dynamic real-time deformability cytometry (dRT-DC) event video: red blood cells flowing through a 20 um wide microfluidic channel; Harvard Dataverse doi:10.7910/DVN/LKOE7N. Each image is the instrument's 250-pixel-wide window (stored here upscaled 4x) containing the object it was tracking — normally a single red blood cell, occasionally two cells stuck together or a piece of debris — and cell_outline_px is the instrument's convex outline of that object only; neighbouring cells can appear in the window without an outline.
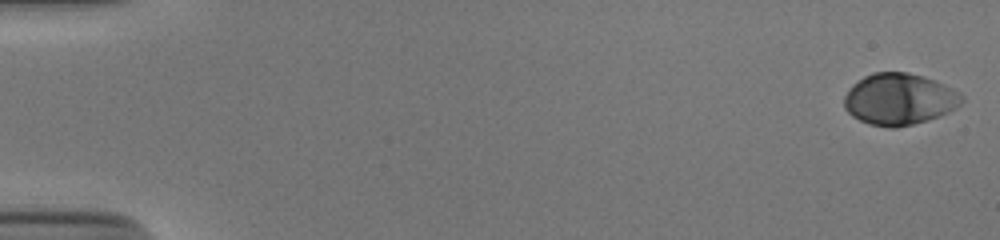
{"species": "human", "species_latin": "Homo sapiens", "temperature_condition": "cold", "stored_images_in_passage": 54, "camera_frame_rate_fps": 3000, "um_per_image_px": 0.085, "donor": {"sex": "male"}, "frame": {"image": 1, "passage_image": 1, "time_ms": 0.0, "image_size_px": [1000, 240], "cell_outline_px": [[964, 100], [960, 104], [948, 112], [912, 124], [896, 128], [892, 128], [868, 124], [852, 116], [844, 108], [844, 96], [848, 88], [852, 84], [864, 76], [872, 72], [908, 72], [924, 76], [936, 80], [960, 92], [964, 96]], "centroid_in_image_um": [76.41, 8.41], "position_along_channel_um": 8.6, "area_um2": 35.43}}
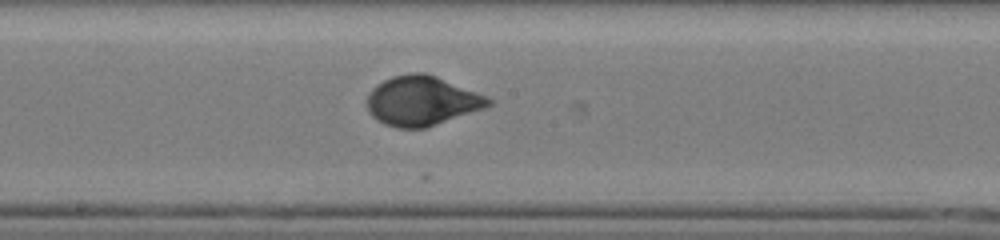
{"frame": {"image": 2, "passage_image": 30, "time_ms": 9.667, "image_size_px": [1000, 240], "cell_outline_px": [[492, 104], [484, 108], [424, 128], [396, 128], [384, 124], [376, 120], [368, 112], [368, 92], [376, 84], [392, 76], [412, 72], [424, 72], [436, 76], [484, 96], [492, 100]], "centroid_in_image_um": [35.79, 8.57], "position_along_channel_um": 212.4, "area_um2": 34.68}}
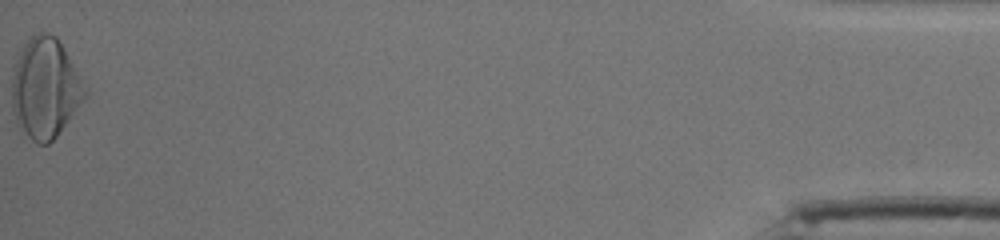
{"frame": {"image": 3, "passage_image": 54, "time_ms": 17.667, "image_size_px": [1000, 240], "cell_outline_px": [[88, 92], [68, 120], [56, 136], [48, 144], [36, 144], [20, 132], [16, 124], [12, 112], [12, 76], [20, 52], [24, 44], [36, 32], [48, 32], [56, 36]], "centroid_in_image_um": [3.79, 7.53], "position_along_channel_um": 431.4, "area_um2": 42.14}, "authors_computed_cell_mechanics": {"area_um2": 34.4488, "velocity_mm_per_s": 3.8621, "shape_relaxation_time_tau1_ms": 3.5308, "shape_relaxation_time_tau2_ms": null, "deformation_change_tau1": 0.1668, "deformation_change_tau2": null}}